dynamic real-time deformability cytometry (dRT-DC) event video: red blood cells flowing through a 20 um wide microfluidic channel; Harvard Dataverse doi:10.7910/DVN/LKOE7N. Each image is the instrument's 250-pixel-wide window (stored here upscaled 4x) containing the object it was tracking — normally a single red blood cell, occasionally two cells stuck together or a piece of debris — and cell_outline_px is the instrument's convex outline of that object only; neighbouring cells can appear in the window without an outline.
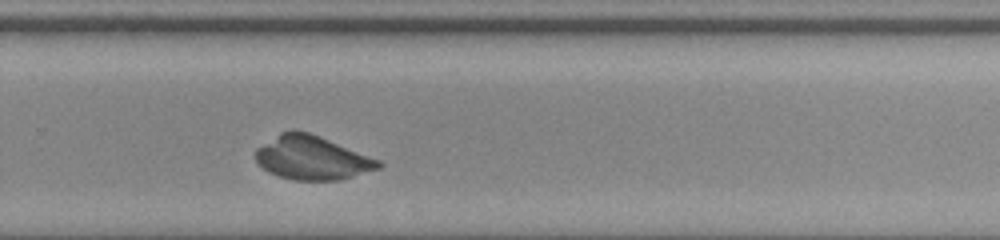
{"species": "common noctule bat (a hibernating species)", "species_latin": "Nyctalus noctula", "temperature_condition": "room temperature", "stored_images_in_passage": 27, "camera_frame_rate_fps": 3000, "um_per_image_px": 0.085, "animal": {"sex": "male", "body_mass_g": 20.0, "forearm_length_mm": 53.3}, "frame": {"image": 1, "passage_image": 20, "time_ms": 6.333, "image_size_px": [1000, 240], "cell_outline_px": [[384, 164], [380, 168], [340, 180], [296, 180], [280, 176], [268, 172], [256, 160], [256, 148], [280, 132], [308, 132], [380, 160]], "centroid_in_image_um": [26.53, 13.43], "position_along_channel_um": 303.3, "area_um2": 30.75}}
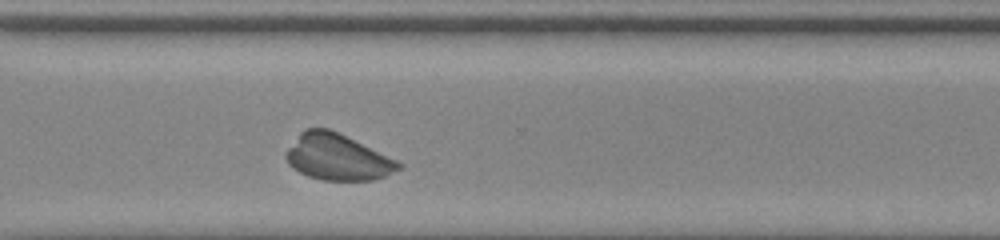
{"frame": {"image": 2, "passage_image": 23, "time_ms": 7.333, "image_size_px": [1000, 240], "cell_outline_px": [[404, 168], [384, 176], [372, 180], [320, 180], [308, 176], [292, 168], [288, 164], [284, 156], [284, 152], [300, 132], [304, 128], [328, 128], [396, 160], [404, 164]], "centroid_in_image_um": [28.64, 13.37], "position_along_channel_um": 342.0, "area_um2": 30.17}}
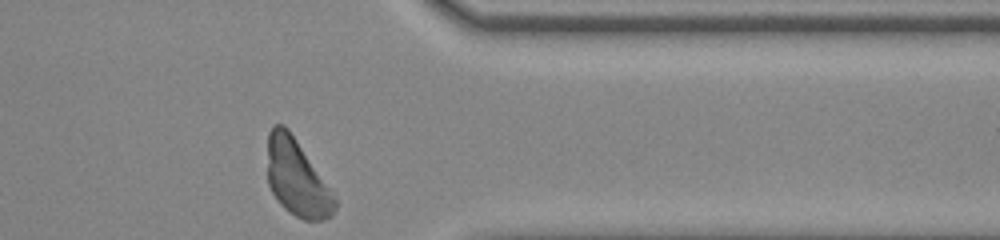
{"frame": {"image": 3, "passage_image": 27, "time_ms": 8.667, "image_size_px": [1000, 240], "cell_outline_px": [[336, 208], [332, 216], [324, 220], [304, 220], [288, 212], [280, 204], [272, 192], [268, 184], [268, 132], [276, 124], [284, 124], [288, 128], [336, 200]], "centroid_in_image_um": [25.2, 15.16], "position_along_channel_um": 386.2, "area_um2": 29.3}}